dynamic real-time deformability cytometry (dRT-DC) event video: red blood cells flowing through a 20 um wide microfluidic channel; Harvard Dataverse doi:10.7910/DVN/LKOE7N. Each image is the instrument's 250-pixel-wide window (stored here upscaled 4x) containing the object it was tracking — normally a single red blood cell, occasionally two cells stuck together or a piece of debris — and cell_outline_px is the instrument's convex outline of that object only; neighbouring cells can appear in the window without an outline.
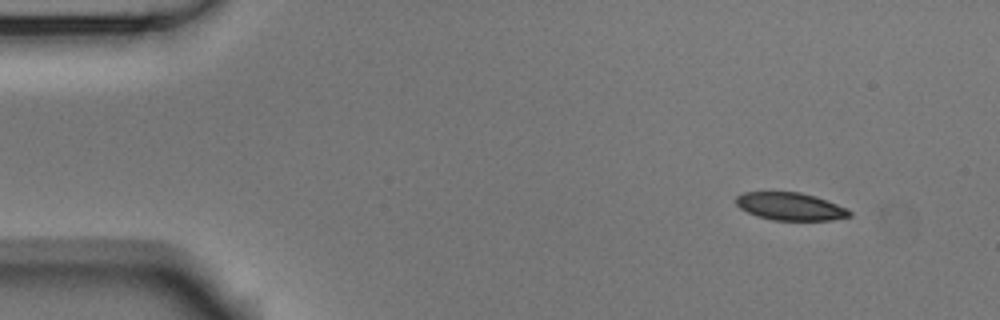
{"species": "Egyptian fruit bat (a non-hibernating species)", "species_latin": "Rousettus aegyptiacus", "temperature_condition": "room temperature", "stored_images_in_passage": 7, "camera_frame_rate_fps": 3000, "um_per_image_px": 0.085, "animal": {"sex": "male"}, "frame": {"image": 1, "passage_image": 1, "time_ms": 0.0, "image_size_px": [1000, 320], "cell_outline_px": [[852, 216], [832, 220], [772, 220], [756, 216], [740, 208], [736, 204], [736, 196], [744, 192], [800, 192], [816, 196], [848, 208], [852, 212]], "centroid_in_image_um": [67.2, 17.55], "position_along_channel_um": 17.8, "area_um2": 18.44}}
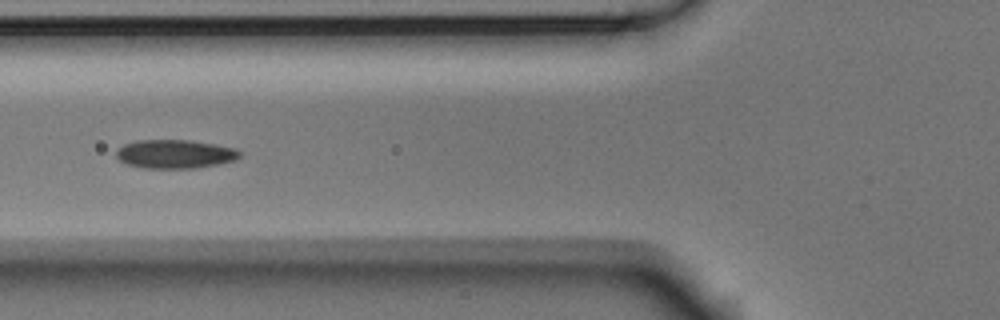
{"frame": {"image": 2, "passage_image": 5, "time_ms": 1.333, "image_size_px": [1000, 320], "cell_outline_px": [[240, 156], [236, 160], [196, 168], [144, 168], [128, 164], [120, 160], [116, 156], [116, 152], [124, 144], [136, 140], [188, 140], [216, 144], [236, 148], [240, 152]], "centroid_in_image_um": [14.89, 13.09], "position_along_channel_um": 110.9, "area_um2": 20.58}}
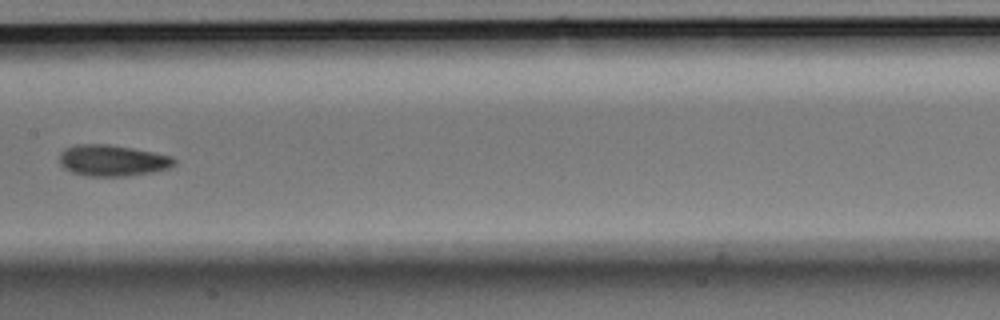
{"frame": {"image": 3, "passage_image": 7, "time_ms": 2.0, "image_size_px": [1000, 320], "cell_outline_px": [[176, 164], [172, 168], [152, 172], [128, 176], [88, 176], [72, 172], [64, 168], [60, 164], [60, 152], [64, 148], [76, 144], [108, 144], [132, 148], [172, 156], [176, 160]], "centroid_in_image_um": [9.57, 13.64], "position_along_channel_um": 197.8, "area_um2": 21.04}}